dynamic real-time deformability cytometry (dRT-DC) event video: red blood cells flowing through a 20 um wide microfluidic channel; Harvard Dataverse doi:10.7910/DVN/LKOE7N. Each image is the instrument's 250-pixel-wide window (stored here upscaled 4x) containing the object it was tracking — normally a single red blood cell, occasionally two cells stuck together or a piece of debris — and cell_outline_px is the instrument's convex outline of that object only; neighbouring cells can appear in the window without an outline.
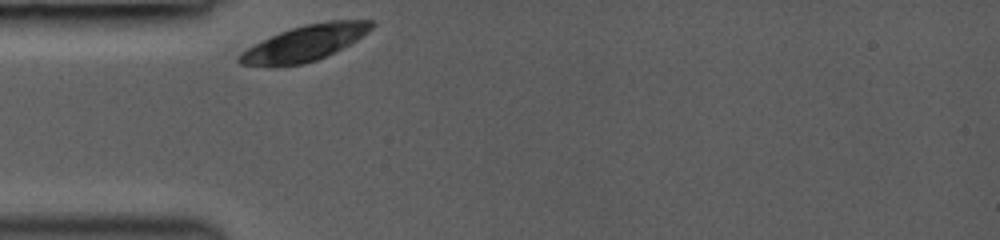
{"species": "common noctule bat (a hibernating species)", "species_latin": "Nyctalus noctula", "temperature_condition": "room temperature", "stored_images_in_passage": 74, "camera_frame_rate_fps": 3000, "um_per_image_px": 0.085, "animal": {"sex": "female", "body_mass_g": 19.0, "forearm_length_mm": 53.3}, "frame": {"image": 1, "passage_image": 1, "time_ms": 0.0, "image_size_px": [1000, 240], "cell_outline_px": [[376, 24], [368, 32], [356, 40], [316, 60], [304, 64], [240, 64], [236, 60], [236, 56], [240, 52], [280, 32], [304, 24], [332, 20], [372, 20]], "centroid_in_image_um": [25.95, 3.62], "position_along_channel_um": 59.0, "area_um2": 26.53}}
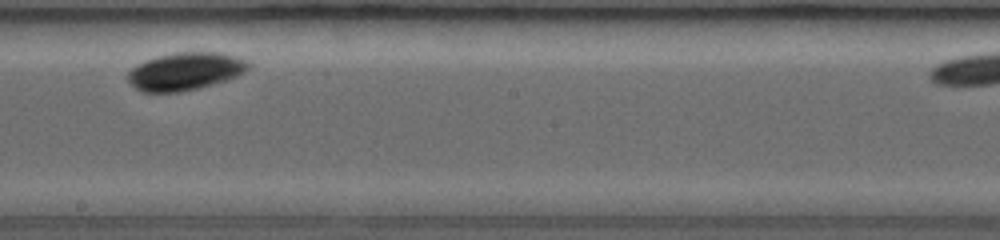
{"frame": {"image": 2, "passage_image": 36, "time_ms": 4.667, "image_size_px": [1000, 240], "cell_outline_px": [[252, 64], [244, 72], [228, 80], [200, 88], [180, 92], [140, 92], [128, 80], [128, 72], [136, 64], [144, 60], [156, 56], [176, 52], [220, 52], [252, 60]], "centroid_in_image_um": [15.78, 6.05], "position_along_channel_um": 232.4, "area_um2": 26.93}}
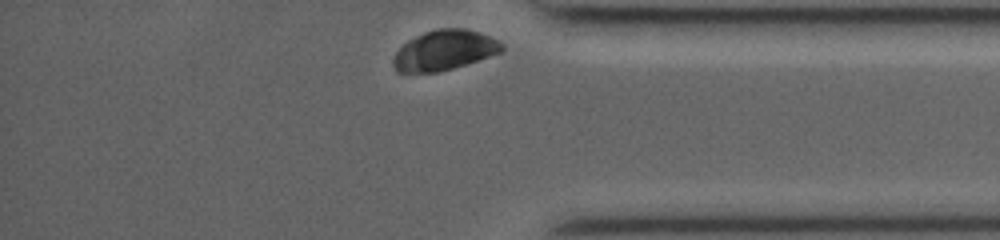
{"frame": {"image": 3, "passage_image": 72, "time_ms": 9.0, "image_size_px": [1000, 240], "cell_outline_px": [[504, 52], [452, 68], [436, 72], [396, 72], [392, 64], [392, 60], [396, 52], [408, 40], [424, 32], [436, 28], [464, 28], [480, 32], [504, 44]], "centroid_in_image_um": [37.78, 4.26], "position_along_channel_um": 397.4, "area_um2": 25.32}}